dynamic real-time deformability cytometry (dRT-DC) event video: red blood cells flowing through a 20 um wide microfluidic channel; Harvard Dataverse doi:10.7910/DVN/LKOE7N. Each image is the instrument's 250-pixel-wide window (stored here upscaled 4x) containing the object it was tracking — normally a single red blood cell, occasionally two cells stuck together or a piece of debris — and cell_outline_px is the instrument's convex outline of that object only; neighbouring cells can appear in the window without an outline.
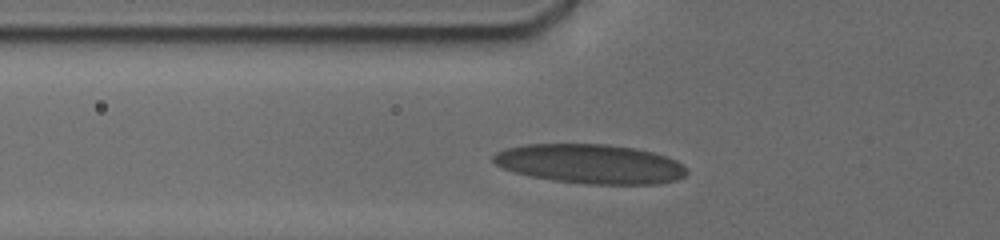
{"species": "human", "species_latin": "Homo sapiens", "temperature_condition": "cold", "stored_images_in_passage": 38, "camera_frame_rate_fps": 3000, "um_per_image_px": 0.085, "donor": {"sex": "male"}, "frame": {"image": 1, "passage_image": 6, "time_ms": 3.0, "image_size_px": [1000, 240], "cell_outline_px": [[688, 172], [684, 176], [676, 180], [656, 184], [584, 184], [552, 180], [528, 176], [512, 172], [500, 168], [492, 160], [492, 156], [496, 152], [508, 148], [524, 144], [604, 144], [632, 148], [652, 152], [676, 160], [688, 168]], "centroid_in_image_um": [50.14, 13.94], "position_along_channel_um": 75.7, "area_um2": 44.56}}
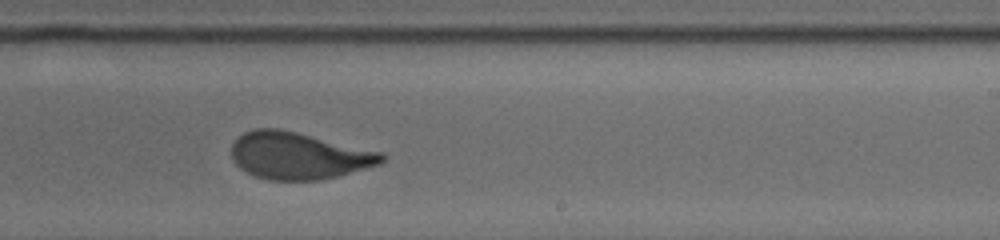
{"frame": {"image": 2, "passage_image": 24, "time_ms": 8.0, "image_size_px": [1000, 240], "cell_outline_px": [[388, 156], [380, 164], [336, 176], [320, 180], [268, 180], [256, 176], [240, 168], [232, 160], [232, 144], [244, 132], [256, 128], [280, 128], [384, 152]], "centroid_in_image_um": [25.4, 13.22], "position_along_channel_um": 263.6, "area_um2": 41.21}}
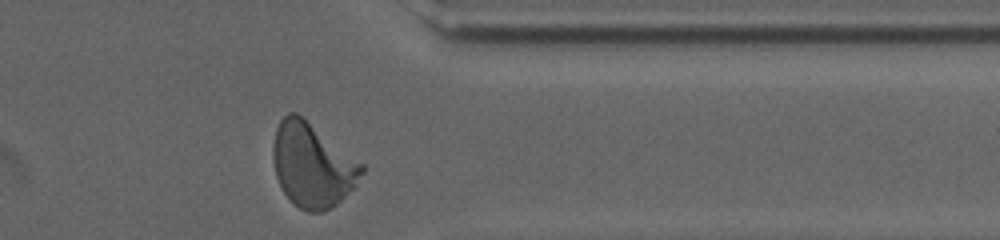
{"frame": {"image": 3, "passage_image": 37, "time_ms": 11.333, "image_size_px": [1000, 240], "cell_outline_px": [[364, 172], [356, 184], [332, 208], [324, 212], [308, 212], [300, 208], [284, 192], [276, 176], [272, 156], [272, 148], [276, 128], [280, 120], [288, 112], [296, 112], [364, 164]], "centroid_in_image_um": [26.54, 14.03], "position_along_channel_um": 384.9, "area_um2": 43.06}, "authors_computed_cell_mechanics": {"area_um2": 41.327, "velocity_mm_per_s": 3.7595, "shape_relaxation_time_tau1_ms": 4.5997, "shape_relaxation_time_tau2_ms": null, "deformation_change_tau1": 0.1659, "deformation_change_tau2": null}}